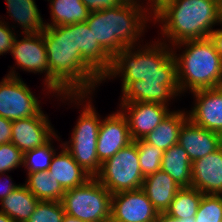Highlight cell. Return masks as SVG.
Segmentation results:
<instances>
[{
    "mask_svg": "<svg viewBox=\"0 0 222 222\" xmlns=\"http://www.w3.org/2000/svg\"><path fill=\"white\" fill-rule=\"evenodd\" d=\"M7 25L8 23H5V21L2 22L0 20V55L11 51L14 44V40L16 38L13 29L11 30Z\"/></svg>",
    "mask_w": 222,
    "mask_h": 222,
    "instance_id": "cell-33",
    "label": "cell"
},
{
    "mask_svg": "<svg viewBox=\"0 0 222 222\" xmlns=\"http://www.w3.org/2000/svg\"><path fill=\"white\" fill-rule=\"evenodd\" d=\"M7 178H9V180ZM7 178L5 179L6 181L4 180V182L6 183L0 182V184H4L2 186L0 185V202L19 186L17 184L15 185L14 183H12V181L10 182V180L12 179L10 178V176H7Z\"/></svg>",
    "mask_w": 222,
    "mask_h": 222,
    "instance_id": "cell-36",
    "label": "cell"
},
{
    "mask_svg": "<svg viewBox=\"0 0 222 222\" xmlns=\"http://www.w3.org/2000/svg\"><path fill=\"white\" fill-rule=\"evenodd\" d=\"M51 23L45 26H65L86 22L90 11L81 0H50Z\"/></svg>",
    "mask_w": 222,
    "mask_h": 222,
    "instance_id": "cell-25",
    "label": "cell"
},
{
    "mask_svg": "<svg viewBox=\"0 0 222 222\" xmlns=\"http://www.w3.org/2000/svg\"><path fill=\"white\" fill-rule=\"evenodd\" d=\"M222 58V29L213 30L210 36Z\"/></svg>",
    "mask_w": 222,
    "mask_h": 222,
    "instance_id": "cell-38",
    "label": "cell"
},
{
    "mask_svg": "<svg viewBox=\"0 0 222 222\" xmlns=\"http://www.w3.org/2000/svg\"><path fill=\"white\" fill-rule=\"evenodd\" d=\"M133 142L128 122L122 112L110 114L101 120L97 138V156L102 164L119 150Z\"/></svg>",
    "mask_w": 222,
    "mask_h": 222,
    "instance_id": "cell-14",
    "label": "cell"
},
{
    "mask_svg": "<svg viewBox=\"0 0 222 222\" xmlns=\"http://www.w3.org/2000/svg\"><path fill=\"white\" fill-rule=\"evenodd\" d=\"M149 1H150V5H147L146 7H148L149 8V10L150 9H153V7L160 1V0H148V2L147 3H149ZM152 7V8H151Z\"/></svg>",
    "mask_w": 222,
    "mask_h": 222,
    "instance_id": "cell-41",
    "label": "cell"
},
{
    "mask_svg": "<svg viewBox=\"0 0 222 222\" xmlns=\"http://www.w3.org/2000/svg\"><path fill=\"white\" fill-rule=\"evenodd\" d=\"M112 194L95 178L65 191L61 203L66 214L84 222H110Z\"/></svg>",
    "mask_w": 222,
    "mask_h": 222,
    "instance_id": "cell-6",
    "label": "cell"
},
{
    "mask_svg": "<svg viewBox=\"0 0 222 222\" xmlns=\"http://www.w3.org/2000/svg\"><path fill=\"white\" fill-rule=\"evenodd\" d=\"M132 140L144 139L171 112L167 105L149 102H120Z\"/></svg>",
    "mask_w": 222,
    "mask_h": 222,
    "instance_id": "cell-11",
    "label": "cell"
},
{
    "mask_svg": "<svg viewBox=\"0 0 222 222\" xmlns=\"http://www.w3.org/2000/svg\"><path fill=\"white\" fill-rule=\"evenodd\" d=\"M155 222H195V217L186 219H177L168 215L166 212H159Z\"/></svg>",
    "mask_w": 222,
    "mask_h": 222,
    "instance_id": "cell-37",
    "label": "cell"
},
{
    "mask_svg": "<svg viewBox=\"0 0 222 222\" xmlns=\"http://www.w3.org/2000/svg\"><path fill=\"white\" fill-rule=\"evenodd\" d=\"M12 121L0 116V145L11 142Z\"/></svg>",
    "mask_w": 222,
    "mask_h": 222,
    "instance_id": "cell-35",
    "label": "cell"
},
{
    "mask_svg": "<svg viewBox=\"0 0 222 222\" xmlns=\"http://www.w3.org/2000/svg\"><path fill=\"white\" fill-rule=\"evenodd\" d=\"M24 184L28 190L40 201H61L65 193L61 185L48 171L27 174Z\"/></svg>",
    "mask_w": 222,
    "mask_h": 222,
    "instance_id": "cell-26",
    "label": "cell"
},
{
    "mask_svg": "<svg viewBox=\"0 0 222 222\" xmlns=\"http://www.w3.org/2000/svg\"><path fill=\"white\" fill-rule=\"evenodd\" d=\"M191 187L203 194L222 195V146L192 162Z\"/></svg>",
    "mask_w": 222,
    "mask_h": 222,
    "instance_id": "cell-17",
    "label": "cell"
},
{
    "mask_svg": "<svg viewBox=\"0 0 222 222\" xmlns=\"http://www.w3.org/2000/svg\"><path fill=\"white\" fill-rule=\"evenodd\" d=\"M137 1L124 0L119 6L89 14L86 21L89 29L112 58L127 47L138 46L136 42L145 33L146 23L153 15V9L149 12Z\"/></svg>",
    "mask_w": 222,
    "mask_h": 222,
    "instance_id": "cell-4",
    "label": "cell"
},
{
    "mask_svg": "<svg viewBox=\"0 0 222 222\" xmlns=\"http://www.w3.org/2000/svg\"><path fill=\"white\" fill-rule=\"evenodd\" d=\"M95 178L111 194L141 189L144 176L141 173L136 143L131 142L104 161Z\"/></svg>",
    "mask_w": 222,
    "mask_h": 222,
    "instance_id": "cell-8",
    "label": "cell"
},
{
    "mask_svg": "<svg viewBox=\"0 0 222 222\" xmlns=\"http://www.w3.org/2000/svg\"><path fill=\"white\" fill-rule=\"evenodd\" d=\"M24 153L13 143L0 145V177L7 172L23 165Z\"/></svg>",
    "mask_w": 222,
    "mask_h": 222,
    "instance_id": "cell-32",
    "label": "cell"
},
{
    "mask_svg": "<svg viewBox=\"0 0 222 222\" xmlns=\"http://www.w3.org/2000/svg\"><path fill=\"white\" fill-rule=\"evenodd\" d=\"M39 201L25 185L19 184L0 202V212L5 213L15 222H26L35 211Z\"/></svg>",
    "mask_w": 222,
    "mask_h": 222,
    "instance_id": "cell-23",
    "label": "cell"
},
{
    "mask_svg": "<svg viewBox=\"0 0 222 222\" xmlns=\"http://www.w3.org/2000/svg\"><path fill=\"white\" fill-rule=\"evenodd\" d=\"M74 40L82 58L104 78L111 69L113 58L95 40L86 22L74 23Z\"/></svg>",
    "mask_w": 222,
    "mask_h": 222,
    "instance_id": "cell-18",
    "label": "cell"
},
{
    "mask_svg": "<svg viewBox=\"0 0 222 222\" xmlns=\"http://www.w3.org/2000/svg\"><path fill=\"white\" fill-rule=\"evenodd\" d=\"M79 117L72 129L70 141L62 143L61 147L72 155L87 174L95 177L101 169L97 156V138L102 117L96 113V109L89 101L84 105Z\"/></svg>",
    "mask_w": 222,
    "mask_h": 222,
    "instance_id": "cell-7",
    "label": "cell"
},
{
    "mask_svg": "<svg viewBox=\"0 0 222 222\" xmlns=\"http://www.w3.org/2000/svg\"><path fill=\"white\" fill-rule=\"evenodd\" d=\"M61 222H84L68 214H64Z\"/></svg>",
    "mask_w": 222,
    "mask_h": 222,
    "instance_id": "cell-39",
    "label": "cell"
},
{
    "mask_svg": "<svg viewBox=\"0 0 222 222\" xmlns=\"http://www.w3.org/2000/svg\"><path fill=\"white\" fill-rule=\"evenodd\" d=\"M161 170L173 178L180 187H191L192 162L178 143L164 151Z\"/></svg>",
    "mask_w": 222,
    "mask_h": 222,
    "instance_id": "cell-22",
    "label": "cell"
},
{
    "mask_svg": "<svg viewBox=\"0 0 222 222\" xmlns=\"http://www.w3.org/2000/svg\"><path fill=\"white\" fill-rule=\"evenodd\" d=\"M178 144L194 162L218 150L222 146V135L197 126L188 119L180 130Z\"/></svg>",
    "mask_w": 222,
    "mask_h": 222,
    "instance_id": "cell-16",
    "label": "cell"
},
{
    "mask_svg": "<svg viewBox=\"0 0 222 222\" xmlns=\"http://www.w3.org/2000/svg\"><path fill=\"white\" fill-rule=\"evenodd\" d=\"M188 120L187 112L171 111L167 117L144 140L163 151L178 143L179 133Z\"/></svg>",
    "mask_w": 222,
    "mask_h": 222,
    "instance_id": "cell-21",
    "label": "cell"
},
{
    "mask_svg": "<svg viewBox=\"0 0 222 222\" xmlns=\"http://www.w3.org/2000/svg\"><path fill=\"white\" fill-rule=\"evenodd\" d=\"M52 137L60 138L43 111L38 115L12 121L11 143L23 153L44 146Z\"/></svg>",
    "mask_w": 222,
    "mask_h": 222,
    "instance_id": "cell-13",
    "label": "cell"
},
{
    "mask_svg": "<svg viewBox=\"0 0 222 222\" xmlns=\"http://www.w3.org/2000/svg\"><path fill=\"white\" fill-rule=\"evenodd\" d=\"M195 222H222V195L203 194Z\"/></svg>",
    "mask_w": 222,
    "mask_h": 222,
    "instance_id": "cell-30",
    "label": "cell"
},
{
    "mask_svg": "<svg viewBox=\"0 0 222 222\" xmlns=\"http://www.w3.org/2000/svg\"><path fill=\"white\" fill-rule=\"evenodd\" d=\"M48 174L58 181L64 191L83 185L91 178L64 147L58 155L55 152Z\"/></svg>",
    "mask_w": 222,
    "mask_h": 222,
    "instance_id": "cell-20",
    "label": "cell"
},
{
    "mask_svg": "<svg viewBox=\"0 0 222 222\" xmlns=\"http://www.w3.org/2000/svg\"><path fill=\"white\" fill-rule=\"evenodd\" d=\"M138 150L141 173L145 177L161 170L164 151L147 143L144 139L134 141Z\"/></svg>",
    "mask_w": 222,
    "mask_h": 222,
    "instance_id": "cell-28",
    "label": "cell"
},
{
    "mask_svg": "<svg viewBox=\"0 0 222 222\" xmlns=\"http://www.w3.org/2000/svg\"><path fill=\"white\" fill-rule=\"evenodd\" d=\"M154 43L136 48V51L135 46L127 47L113 57L111 69L103 80L122 75L121 102L168 106L170 99L180 96L174 47L170 49L164 41Z\"/></svg>",
    "mask_w": 222,
    "mask_h": 222,
    "instance_id": "cell-1",
    "label": "cell"
},
{
    "mask_svg": "<svg viewBox=\"0 0 222 222\" xmlns=\"http://www.w3.org/2000/svg\"><path fill=\"white\" fill-rule=\"evenodd\" d=\"M178 45L186 46L179 56L173 50L181 93L222 86V58L211 38L186 41L175 47Z\"/></svg>",
    "mask_w": 222,
    "mask_h": 222,
    "instance_id": "cell-5",
    "label": "cell"
},
{
    "mask_svg": "<svg viewBox=\"0 0 222 222\" xmlns=\"http://www.w3.org/2000/svg\"><path fill=\"white\" fill-rule=\"evenodd\" d=\"M15 72L12 69L0 82V116L10 121L38 115L42 111L40 101Z\"/></svg>",
    "mask_w": 222,
    "mask_h": 222,
    "instance_id": "cell-9",
    "label": "cell"
},
{
    "mask_svg": "<svg viewBox=\"0 0 222 222\" xmlns=\"http://www.w3.org/2000/svg\"><path fill=\"white\" fill-rule=\"evenodd\" d=\"M90 12L107 10L119 6L124 0H81Z\"/></svg>",
    "mask_w": 222,
    "mask_h": 222,
    "instance_id": "cell-34",
    "label": "cell"
},
{
    "mask_svg": "<svg viewBox=\"0 0 222 222\" xmlns=\"http://www.w3.org/2000/svg\"><path fill=\"white\" fill-rule=\"evenodd\" d=\"M52 140L42 147H37L24 153L23 166L28 169V173L48 171L56 152L51 144Z\"/></svg>",
    "mask_w": 222,
    "mask_h": 222,
    "instance_id": "cell-29",
    "label": "cell"
},
{
    "mask_svg": "<svg viewBox=\"0 0 222 222\" xmlns=\"http://www.w3.org/2000/svg\"><path fill=\"white\" fill-rule=\"evenodd\" d=\"M0 222H15L12 218L8 217L5 213L0 212Z\"/></svg>",
    "mask_w": 222,
    "mask_h": 222,
    "instance_id": "cell-40",
    "label": "cell"
},
{
    "mask_svg": "<svg viewBox=\"0 0 222 222\" xmlns=\"http://www.w3.org/2000/svg\"><path fill=\"white\" fill-rule=\"evenodd\" d=\"M191 93L194 94L195 105L187 113L188 119L197 126L222 135V86Z\"/></svg>",
    "mask_w": 222,
    "mask_h": 222,
    "instance_id": "cell-15",
    "label": "cell"
},
{
    "mask_svg": "<svg viewBox=\"0 0 222 222\" xmlns=\"http://www.w3.org/2000/svg\"><path fill=\"white\" fill-rule=\"evenodd\" d=\"M181 188L166 172L159 170L144 177L141 189L159 213L166 212Z\"/></svg>",
    "mask_w": 222,
    "mask_h": 222,
    "instance_id": "cell-19",
    "label": "cell"
},
{
    "mask_svg": "<svg viewBox=\"0 0 222 222\" xmlns=\"http://www.w3.org/2000/svg\"><path fill=\"white\" fill-rule=\"evenodd\" d=\"M203 193L192 187H182L176 194L166 213L177 219L195 217Z\"/></svg>",
    "mask_w": 222,
    "mask_h": 222,
    "instance_id": "cell-27",
    "label": "cell"
},
{
    "mask_svg": "<svg viewBox=\"0 0 222 222\" xmlns=\"http://www.w3.org/2000/svg\"><path fill=\"white\" fill-rule=\"evenodd\" d=\"M7 10L11 18L21 25L22 33H42L45 22L41 17L35 0H6Z\"/></svg>",
    "mask_w": 222,
    "mask_h": 222,
    "instance_id": "cell-24",
    "label": "cell"
},
{
    "mask_svg": "<svg viewBox=\"0 0 222 222\" xmlns=\"http://www.w3.org/2000/svg\"><path fill=\"white\" fill-rule=\"evenodd\" d=\"M43 35L48 57L50 89L53 94L57 93L60 99L75 101V104L83 103V99L93 94L92 91L98 87L97 84L102 83L103 78L82 58L79 50H76L74 24L45 26Z\"/></svg>",
    "mask_w": 222,
    "mask_h": 222,
    "instance_id": "cell-2",
    "label": "cell"
},
{
    "mask_svg": "<svg viewBox=\"0 0 222 222\" xmlns=\"http://www.w3.org/2000/svg\"><path fill=\"white\" fill-rule=\"evenodd\" d=\"M157 215L142 189L112 194L110 222H155Z\"/></svg>",
    "mask_w": 222,
    "mask_h": 222,
    "instance_id": "cell-10",
    "label": "cell"
},
{
    "mask_svg": "<svg viewBox=\"0 0 222 222\" xmlns=\"http://www.w3.org/2000/svg\"><path fill=\"white\" fill-rule=\"evenodd\" d=\"M221 8V0H160L153 7L152 19L162 23L163 37L175 46L210 38L212 26L222 25Z\"/></svg>",
    "mask_w": 222,
    "mask_h": 222,
    "instance_id": "cell-3",
    "label": "cell"
},
{
    "mask_svg": "<svg viewBox=\"0 0 222 222\" xmlns=\"http://www.w3.org/2000/svg\"><path fill=\"white\" fill-rule=\"evenodd\" d=\"M64 214L61 201H39L26 222H61Z\"/></svg>",
    "mask_w": 222,
    "mask_h": 222,
    "instance_id": "cell-31",
    "label": "cell"
},
{
    "mask_svg": "<svg viewBox=\"0 0 222 222\" xmlns=\"http://www.w3.org/2000/svg\"><path fill=\"white\" fill-rule=\"evenodd\" d=\"M10 53L16 60L17 66L21 67L20 69H23V71L34 73L45 72L44 84L49 89V93L53 92L50 89L48 57L43 32L25 34L21 41L16 37Z\"/></svg>",
    "mask_w": 222,
    "mask_h": 222,
    "instance_id": "cell-12",
    "label": "cell"
}]
</instances>
